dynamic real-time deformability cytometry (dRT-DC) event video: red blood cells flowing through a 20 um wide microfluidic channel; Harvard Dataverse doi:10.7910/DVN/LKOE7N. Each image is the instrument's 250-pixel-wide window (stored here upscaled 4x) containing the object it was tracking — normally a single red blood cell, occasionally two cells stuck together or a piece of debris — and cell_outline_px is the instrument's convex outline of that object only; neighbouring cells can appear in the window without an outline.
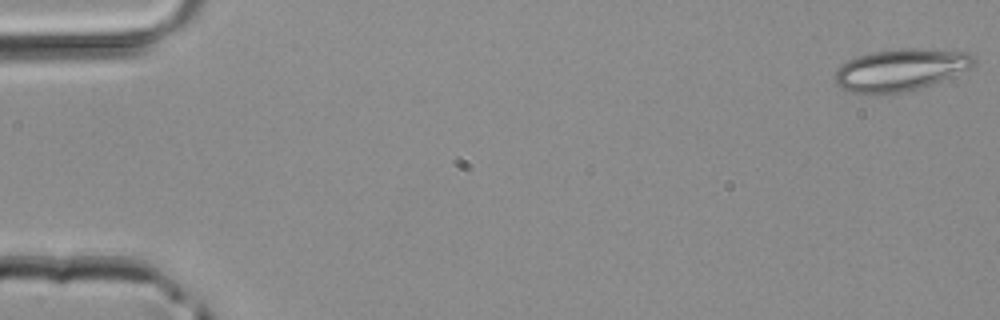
{"species": "common noctule bat (a hibernating species)", "species_latin": "Nyctalus noctula", "temperature_condition": "room temperature", "stored_images_in_passage": 45, "camera_frame_rate_fps": 3000, "um_per_image_px": 0.085, "animal": {"sex": "male", "body_mass_g": 20.4}, "frame": {"image": 1, "passage_image": 1, "time_ms": 0.0, "image_size_px": [1000, 320], "cell_outline_px": [[976, 60], [968, 68], [940, 80], [908, 92], [872, 96], [864, 96], [848, 92], [836, 84], [836, 68], [840, 64], [856, 56], [872, 52], [900, 48], [920, 48], [968, 52]], "centroid_in_image_um": [76.43, 5.96], "position_along_channel_um": 8.6, "area_um2": 34.33}}
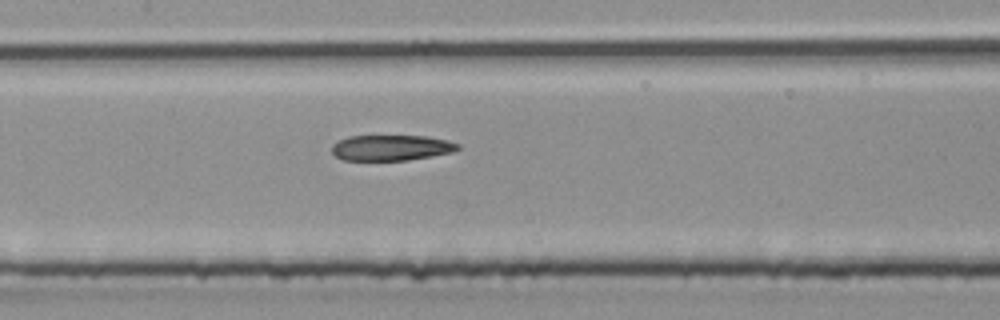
{"frame": {"image": 2, "passage_image": 22, "time_ms": 7.0, "image_size_px": [1000, 320], "cell_outline_px": [[460, 148], [452, 152], [408, 160], [344, 160], [336, 156], [332, 152], [332, 144], [348, 136], [424, 136], [448, 140], [460, 144]], "centroid_in_image_um": [33.26, 12.55], "position_along_channel_um": 174.1, "area_um2": 18.73}}
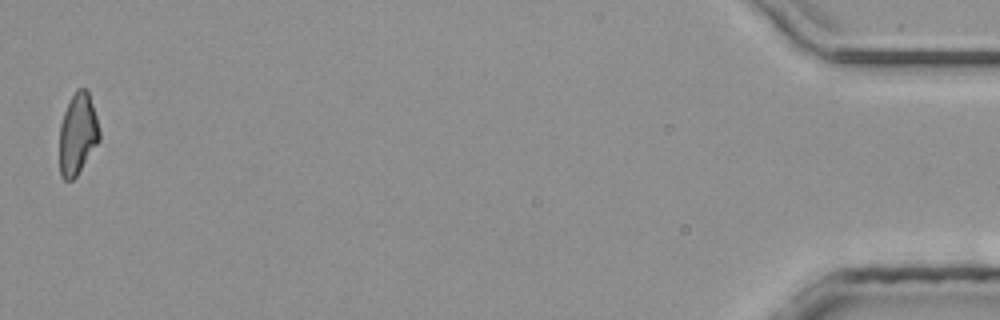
{"frame": {"image": 3, "passage_image": 45, "time_ms": 14.667, "image_size_px": [1000, 320], "cell_outline_px": [[100, 140], [76, 176], [72, 180], [64, 180], [60, 176], [60, 124], [64, 112], [76, 88], [88, 88], [96, 116], [100, 132]], "centroid_in_image_um": [6.61, 11.37], "position_along_channel_um": 428.6, "area_um2": 18.9}}